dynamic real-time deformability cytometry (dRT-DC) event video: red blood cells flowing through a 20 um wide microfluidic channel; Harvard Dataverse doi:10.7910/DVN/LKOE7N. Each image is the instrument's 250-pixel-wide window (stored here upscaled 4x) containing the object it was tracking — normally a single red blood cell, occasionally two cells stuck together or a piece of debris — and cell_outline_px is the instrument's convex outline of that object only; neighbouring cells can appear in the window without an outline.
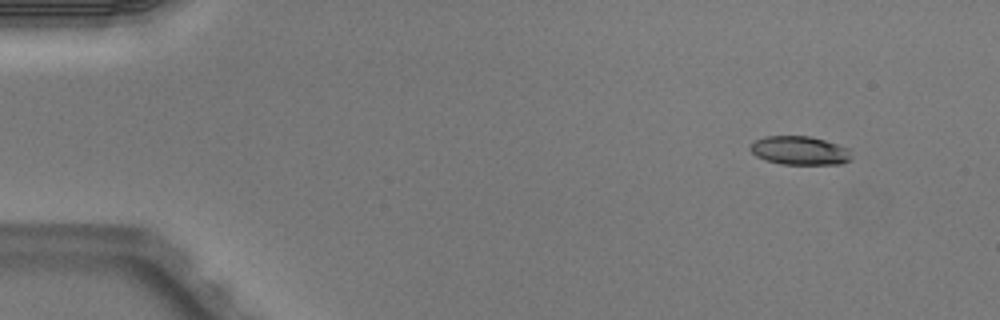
{"species": "Egyptian fruit bat (a non-hibernating species)", "species_latin": "Rousettus aegyptiacus", "temperature_condition": "warm", "stored_images_in_passage": 5, "camera_frame_rate_fps": 3000, "um_per_image_px": 0.085, "animal": {"sex": "male"}, "frame": {"image": 1, "passage_image": 1, "time_ms": 0.0, "image_size_px": [1000, 320], "cell_outline_px": [[852, 160], [840, 164], [780, 164], [764, 160], [756, 156], [748, 148], [748, 144], [752, 140], [764, 136], [812, 136], [848, 148], [852, 156]], "centroid_in_image_um": [67.92, 12.79], "position_along_channel_um": 17.1, "area_um2": 17.22}}
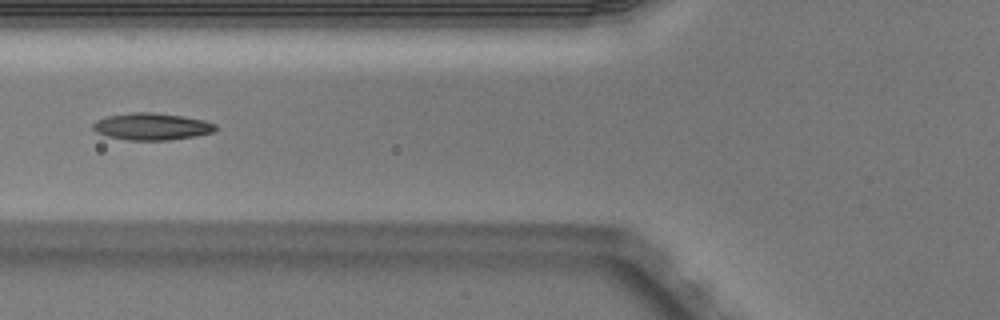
{"frame": {"image": 2, "passage_image": 4, "time_ms": 1.0, "image_size_px": [1000, 320], "cell_outline_px": [[216, 128], [212, 132], [196, 136], [168, 140], [128, 140], [108, 136], [96, 132], [92, 128], [92, 124], [96, 120], [108, 116], [132, 112], [152, 112], [180, 116], [204, 120], [216, 124]], "centroid_in_image_um": [12.88, 10.75], "position_along_channel_um": 112.9, "area_um2": 19.13}}
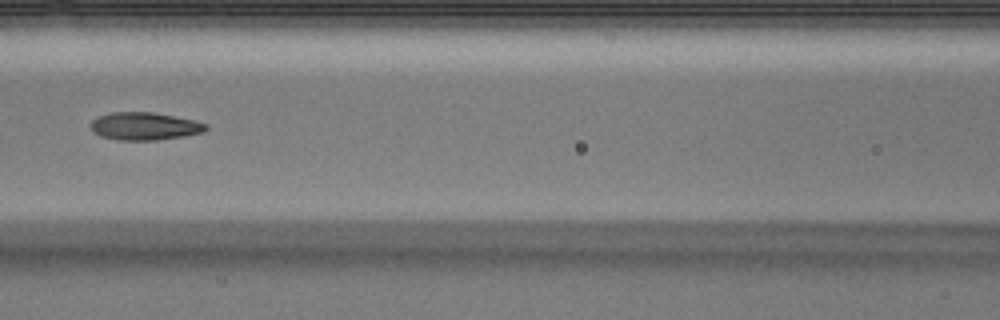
{"frame": {"image": 3, "passage_image": 5, "time_ms": 1.333, "image_size_px": [1000, 320], "cell_outline_px": [[208, 128], [204, 132], [184, 136], [156, 140], [116, 140], [100, 136], [92, 132], [88, 124], [92, 120], [100, 116], [112, 112], [152, 112], [192, 120], [208, 124]], "centroid_in_image_um": [12.24, 10.73], "position_along_channel_um": 154.4, "area_um2": 18.67}}